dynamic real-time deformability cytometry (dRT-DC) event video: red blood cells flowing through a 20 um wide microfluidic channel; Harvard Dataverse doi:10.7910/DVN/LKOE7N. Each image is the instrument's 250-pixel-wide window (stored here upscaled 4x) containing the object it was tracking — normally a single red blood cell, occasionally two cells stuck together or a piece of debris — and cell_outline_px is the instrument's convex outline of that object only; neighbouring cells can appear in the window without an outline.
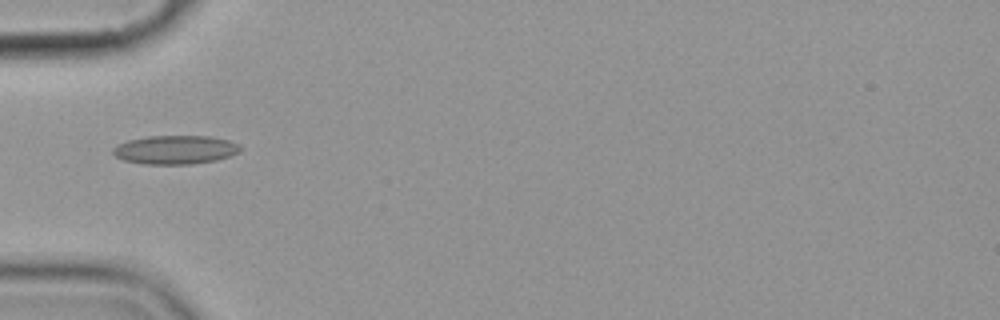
{"species": "common noctule bat (a hibernating species)", "species_latin": "Nyctalus noctula", "temperature_condition": "cold", "stored_images_in_passage": 8, "camera_frame_rate_fps": 3000, "um_per_image_px": 0.085, "animal": {"sex": "female", "body_mass_g": 19.9}, "frame": {"image": 1, "passage_image": 3, "time_ms": 2.333, "image_size_px": [1000, 320], "cell_outline_px": [[240, 152], [216, 160], [192, 164], [144, 164], [124, 160], [116, 156], [112, 152], [112, 148], [116, 144], [128, 140], [148, 136], [208, 136], [228, 140], [240, 144]], "centroid_in_image_um": [14.88, 12.72], "position_along_channel_um": 70.1, "area_um2": 21.33}}
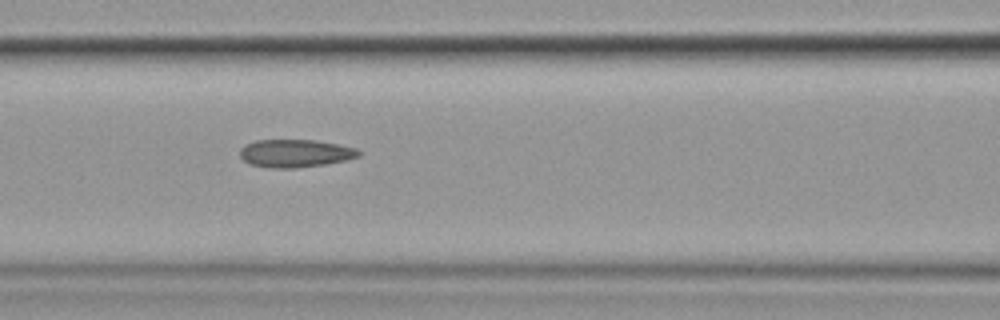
{"frame": {"image": 2, "passage_image": 5, "time_ms": 4.333, "image_size_px": [1000, 320], "cell_outline_px": [[360, 156], [348, 160], [324, 164], [296, 168], [272, 168], [248, 164], [240, 156], [240, 148], [244, 144], [256, 140], [316, 140], [356, 148], [360, 152]], "centroid_in_image_um": [25.07, 13.03], "position_along_channel_um": 141.5, "area_um2": 19.36}}
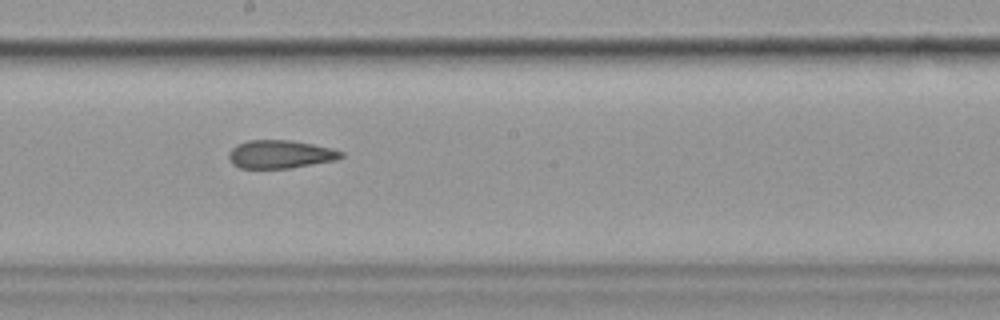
{"frame": {"image": 3, "passage_image": 7, "time_ms": 6.667, "image_size_px": [1000, 320], "cell_outline_px": [[344, 156], [336, 160], [288, 168], [240, 168], [232, 164], [228, 160], [228, 152], [236, 144], [248, 140], [292, 140], [332, 148], [344, 152]], "centroid_in_image_um": [23.79, 13.11], "position_along_channel_um": 224.4, "area_um2": 18.55}}